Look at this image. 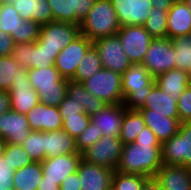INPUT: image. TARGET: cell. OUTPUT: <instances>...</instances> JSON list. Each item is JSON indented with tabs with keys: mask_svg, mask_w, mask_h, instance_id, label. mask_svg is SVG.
Returning <instances> with one entry per match:
<instances>
[{
	"mask_svg": "<svg viewBox=\"0 0 191 190\" xmlns=\"http://www.w3.org/2000/svg\"><path fill=\"white\" fill-rule=\"evenodd\" d=\"M104 69L123 74L131 65L118 35L102 37L93 41Z\"/></svg>",
	"mask_w": 191,
	"mask_h": 190,
	"instance_id": "obj_10",
	"label": "cell"
},
{
	"mask_svg": "<svg viewBox=\"0 0 191 190\" xmlns=\"http://www.w3.org/2000/svg\"><path fill=\"white\" fill-rule=\"evenodd\" d=\"M102 136V132L97 130V126L89 122L87 127L75 139L77 152L81 153L88 147L94 145Z\"/></svg>",
	"mask_w": 191,
	"mask_h": 190,
	"instance_id": "obj_39",
	"label": "cell"
},
{
	"mask_svg": "<svg viewBox=\"0 0 191 190\" xmlns=\"http://www.w3.org/2000/svg\"><path fill=\"white\" fill-rule=\"evenodd\" d=\"M191 34V11L184 1H174L167 13V38Z\"/></svg>",
	"mask_w": 191,
	"mask_h": 190,
	"instance_id": "obj_23",
	"label": "cell"
},
{
	"mask_svg": "<svg viewBox=\"0 0 191 190\" xmlns=\"http://www.w3.org/2000/svg\"><path fill=\"white\" fill-rule=\"evenodd\" d=\"M81 160L79 152L45 158L41 162L42 178L45 181L56 182L60 186L67 176L77 171Z\"/></svg>",
	"mask_w": 191,
	"mask_h": 190,
	"instance_id": "obj_16",
	"label": "cell"
},
{
	"mask_svg": "<svg viewBox=\"0 0 191 190\" xmlns=\"http://www.w3.org/2000/svg\"><path fill=\"white\" fill-rule=\"evenodd\" d=\"M12 4L23 20H31L33 0H17Z\"/></svg>",
	"mask_w": 191,
	"mask_h": 190,
	"instance_id": "obj_47",
	"label": "cell"
},
{
	"mask_svg": "<svg viewBox=\"0 0 191 190\" xmlns=\"http://www.w3.org/2000/svg\"><path fill=\"white\" fill-rule=\"evenodd\" d=\"M123 145L119 137L102 136L94 145L81 152V159L88 164H97L116 170Z\"/></svg>",
	"mask_w": 191,
	"mask_h": 190,
	"instance_id": "obj_7",
	"label": "cell"
},
{
	"mask_svg": "<svg viewBox=\"0 0 191 190\" xmlns=\"http://www.w3.org/2000/svg\"><path fill=\"white\" fill-rule=\"evenodd\" d=\"M31 20L40 25L53 21L52 10L47 0H33Z\"/></svg>",
	"mask_w": 191,
	"mask_h": 190,
	"instance_id": "obj_41",
	"label": "cell"
},
{
	"mask_svg": "<svg viewBox=\"0 0 191 190\" xmlns=\"http://www.w3.org/2000/svg\"><path fill=\"white\" fill-rule=\"evenodd\" d=\"M15 48V42L9 33L0 30V57L10 56Z\"/></svg>",
	"mask_w": 191,
	"mask_h": 190,
	"instance_id": "obj_46",
	"label": "cell"
},
{
	"mask_svg": "<svg viewBox=\"0 0 191 190\" xmlns=\"http://www.w3.org/2000/svg\"><path fill=\"white\" fill-rule=\"evenodd\" d=\"M14 1H17V0H5L4 2L12 4Z\"/></svg>",
	"mask_w": 191,
	"mask_h": 190,
	"instance_id": "obj_56",
	"label": "cell"
},
{
	"mask_svg": "<svg viewBox=\"0 0 191 190\" xmlns=\"http://www.w3.org/2000/svg\"><path fill=\"white\" fill-rule=\"evenodd\" d=\"M15 170L11 169V166L7 162V157L3 154L0 157V188L13 189V176Z\"/></svg>",
	"mask_w": 191,
	"mask_h": 190,
	"instance_id": "obj_44",
	"label": "cell"
},
{
	"mask_svg": "<svg viewBox=\"0 0 191 190\" xmlns=\"http://www.w3.org/2000/svg\"><path fill=\"white\" fill-rule=\"evenodd\" d=\"M89 122L90 116L85 113L78 114L77 116H66L63 119L62 129L76 139Z\"/></svg>",
	"mask_w": 191,
	"mask_h": 190,
	"instance_id": "obj_40",
	"label": "cell"
},
{
	"mask_svg": "<svg viewBox=\"0 0 191 190\" xmlns=\"http://www.w3.org/2000/svg\"><path fill=\"white\" fill-rule=\"evenodd\" d=\"M58 109L62 116V120L66 116H77L78 114L84 113V108L82 105L78 104L74 100H71L68 95L65 96V99L58 106Z\"/></svg>",
	"mask_w": 191,
	"mask_h": 190,
	"instance_id": "obj_45",
	"label": "cell"
},
{
	"mask_svg": "<svg viewBox=\"0 0 191 190\" xmlns=\"http://www.w3.org/2000/svg\"><path fill=\"white\" fill-rule=\"evenodd\" d=\"M120 26H143L153 8L151 0H110Z\"/></svg>",
	"mask_w": 191,
	"mask_h": 190,
	"instance_id": "obj_14",
	"label": "cell"
},
{
	"mask_svg": "<svg viewBox=\"0 0 191 190\" xmlns=\"http://www.w3.org/2000/svg\"><path fill=\"white\" fill-rule=\"evenodd\" d=\"M10 95L11 109L26 115L40 101L36 90L29 82L28 71L20 73L15 81L11 82L8 90Z\"/></svg>",
	"mask_w": 191,
	"mask_h": 190,
	"instance_id": "obj_15",
	"label": "cell"
},
{
	"mask_svg": "<svg viewBox=\"0 0 191 190\" xmlns=\"http://www.w3.org/2000/svg\"><path fill=\"white\" fill-rule=\"evenodd\" d=\"M117 35L131 63H142L154 39L144 26H121Z\"/></svg>",
	"mask_w": 191,
	"mask_h": 190,
	"instance_id": "obj_11",
	"label": "cell"
},
{
	"mask_svg": "<svg viewBox=\"0 0 191 190\" xmlns=\"http://www.w3.org/2000/svg\"><path fill=\"white\" fill-rule=\"evenodd\" d=\"M113 169L97 164H88L83 160L78 165L81 190H111Z\"/></svg>",
	"mask_w": 191,
	"mask_h": 190,
	"instance_id": "obj_19",
	"label": "cell"
},
{
	"mask_svg": "<svg viewBox=\"0 0 191 190\" xmlns=\"http://www.w3.org/2000/svg\"><path fill=\"white\" fill-rule=\"evenodd\" d=\"M43 177L40 162H32L18 170H15L12 182L13 188L19 190H38Z\"/></svg>",
	"mask_w": 191,
	"mask_h": 190,
	"instance_id": "obj_29",
	"label": "cell"
},
{
	"mask_svg": "<svg viewBox=\"0 0 191 190\" xmlns=\"http://www.w3.org/2000/svg\"><path fill=\"white\" fill-rule=\"evenodd\" d=\"M6 141L0 138V157L3 155L6 147Z\"/></svg>",
	"mask_w": 191,
	"mask_h": 190,
	"instance_id": "obj_54",
	"label": "cell"
},
{
	"mask_svg": "<svg viewBox=\"0 0 191 190\" xmlns=\"http://www.w3.org/2000/svg\"><path fill=\"white\" fill-rule=\"evenodd\" d=\"M154 177L162 190H191V169L178 165H164Z\"/></svg>",
	"mask_w": 191,
	"mask_h": 190,
	"instance_id": "obj_22",
	"label": "cell"
},
{
	"mask_svg": "<svg viewBox=\"0 0 191 190\" xmlns=\"http://www.w3.org/2000/svg\"><path fill=\"white\" fill-rule=\"evenodd\" d=\"M162 144L123 145L120 161L116 171L124 174L154 177L163 166Z\"/></svg>",
	"mask_w": 191,
	"mask_h": 190,
	"instance_id": "obj_1",
	"label": "cell"
},
{
	"mask_svg": "<svg viewBox=\"0 0 191 190\" xmlns=\"http://www.w3.org/2000/svg\"><path fill=\"white\" fill-rule=\"evenodd\" d=\"M11 109L10 95L6 90H0V115Z\"/></svg>",
	"mask_w": 191,
	"mask_h": 190,
	"instance_id": "obj_50",
	"label": "cell"
},
{
	"mask_svg": "<svg viewBox=\"0 0 191 190\" xmlns=\"http://www.w3.org/2000/svg\"><path fill=\"white\" fill-rule=\"evenodd\" d=\"M171 41L175 54V68L191 76V34L176 37Z\"/></svg>",
	"mask_w": 191,
	"mask_h": 190,
	"instance_id": "obj_33",
	"label": "cell"
},
{
	"mask_svg": "<svg viewBox=\"0 0 191 190\" xmlns=\"http://www.w3.org/2000/svg\"><path fill=\"white\" fill-rule=\"evenodd\" d=\"M183 1L188 6L189 10L191 11V0H183Z\"/></svg>",
	"mask_w": 191,
	"mask_h": 190,
	"instance_id": "obj_55",
	"label": "cell"
},
{
	"mask_svg": "<svg viewBox=\"0 0 191 190\" xmlns=\"http://www.w3.org/2000/svg\"><path fill=\"white\" fill-rule=\"evenodd\" d=\"M24 21L13 4L0 2V30L9 33L15 44H19V30Z\"/></svg>",
	"mask_w": 191,
	"mask_h": 190,
	"instance_id": "obj_31",
	"label": "cell"
},
{
	"mask_svg": "<svg viewBox=\"0 0 191 190\" xmlns=\"http://www.w3.org/2000/svg\"><path fill=\"white\" fill-rule=\"evenodd\" d=\"M67 95L71 100H74L84 108V113L92 115L99 112L107 104L96 96L89 93L83 83L68 80L67 82Z\"/></svg>",
	"mask_w": 191,
	"mask_h": 190,
	"instance_id": "obj_28",
	"label": "cell"
},
{
	"mask_svg": "<svg viewBox=\"0 0 191 190\" xmlns=\"http://www.w3.org/2000/svg\"><path fill=\"white\" fill-rule=\"evenodd\" d=\"M142 190H162V188L155 177H148Z\"/></svg>",
	"mask_w": 191,
	"mask_h": 190,
	"instance_id": "obj_51",
	"label": "cell"
},
{
	"mask_svg": "<svg viewBox=\"0 0 191 190\" xmlns=\"http://www.w3.org/2000/svg\"><path fill=\"white\" fill-rule=\"evenodd\" d=\"M142 64L154 79L175 68V54L171 39L154 38L149 45Z\"/></svg>",
	"mask_w": 191,
	"mask_h": 190,
	"instance_id": "obj_9",
	"label": "cell"
},
{
	"mask_svg": "<svg viewBox=\"0 0 191 190\" xmlns=\"http://www.w3.org/2000/svg\"><path fill=\"white\" fill-rule=\"evenodd\" d=\"M31 131L50 132L62 129L63 120L58 107L39 102L27 114Z\"/></svg>",
	"mask_w": 191,
	"mask_h": 190,
	"instance_id": "obj_20",
	"label": "cell"
},
{
	"mask_svg": "<svg viewBox=\"0 0 191 190\" xmlns=\"http://www.w3.org/2000/svg\"><path fill=\"white\" fill-rule=\"evenodd\" d=\"M21 146L33 162L41 163L44 160V132L31 131Z\"/></svg>",
	"mask_w": 191,
	"mask_h": 190,
	"instance_id": "obj_37",
	"label": "cell"
},
{
	"mask_svg": "<svg viewBox=\"0 0 191 190\" xmlns=\"http://www.w3.org/2000/svg\"><path fill=\"white\" fill-rule=\"evenodd\" d=\"M126 110L124 104H107L99 112L90 115V122L97 126L103 136L119 137Z\"/></svg>",
	"mask_w": 191,
	"mask_h": 190,
	"instance_id": "obj_21",
	"label": "cell"
},
{
	"mask_svg": "<svg viewBox=\"0 0 191 190\" xmlns=\"http://www.w3.org/2000/svg\"><path fill=\"white\" fill-rule=\"evenodd\" d=\"M139 111L146 126L153 131L161 144L178 132L180 122L177 119L167 118L164 114L151 113V109H139Z\"/></svg>",
	"mask_w": 191,
	"mask_h": 190,
	"instance_id": "obj_26",
	"label": "cell"
},
{
	"mask_svg": "<svg viewBox=\"0 0 191 190\" xmlns=\"http://www.w3.org/2000/svg\"><path fill=\"white\" fill-rule=\"evenodd\" d=\"M155 84V79L142 63H132L122 74L123 104L125 108L139 110Z\"/></svg>",
	"mask_w": 191,
	"mask_h": 190,
	"instance_id": "obj_3",
	"label": "cell"
},
{
	"mask_svg": "<svg viewBox=\"0 0 191 190\" xmlns=\"http://www.w3.org/2000/svg\"><path fill=\"white\" fill-rule=\"evenodd\" d=\"M134 142L136 144H161L148 126H145V128L142 129Z\"/></svg>",
	"mask_w": 191,
	"mask_h": 190,
	"instance_id": "obj_48",
	"label": "cell"
},
{
	"mask_svg": "<svg viewBox=\"0 0 191 190\" xmlns=\"http://www.w3.org/2000/svg\"><path fill=\"white\" fill-rule=\"evenodd\" d=\"M120 27L110 0H96L88 15L79 24L80 34L91 41L117 35Z\"/></svg>",
	"mask_w": 191,
	"mask_h": 190,
	"instance_id": "obj_2",
	"label": "cell"
},
{
	"mask_svg": "<svg viewBox=\"0 0 191 190\" xmlns=\"http://www.w3.org/2000/svg\"><path fill=\"white\" fill-rule=\"evenodd\" d=\"M167 13L168 10H160L158 7L151 9L143 26L153 38H167Z\"/></svg>",
	"mask_w": 191,
	"mask_h": 190,
	"instance_id": "obj_35",
	"label": "cell"
},
{
	"mask_svg": "<svg viewBox=\"0 0 191 190\" xmlns=\"http://www.w3.org/2000/svg\"><path fill=\"white\" fill-rule=\"evenodd\" d=\"M96 0H47L53 21L79 25Z\"/></svg>",
	"mask_w": 191,
	"mask_h": 190,
	"instance_id": "obj_17",
	"label": "cell"
},
{
	"mask_svg": "<svg viewBox=\"0 0 191 190\" xmlns=\"http://www.w3.org/2000/svg\"><path fill=\"white\" fill-rule=\"evenodd\" d=\"M28 76L43 104L58 107L65 99L68 79L63 78L54 65L45 70L28 69Z\"/></svg>",
	"mask_w": 191,
	"mask_h": 190,
	"instance_id": "obj_4",
	"label": "cell"
},
{
	"mask_svg": "<svg viewBox=\"0 0 191 190\" xmlns=\"http://www.w3.org/2000/svg\"><path fill=\"white\" fill-rule=\"evenodd\" d=\"M179 122H191V84L177 99Z\"/></svg>",
	"mask_w": 191,
	"mask_h": 190,
	"instance_id": "obj_43",
	"label": "cell"
},
{
	"mask_svg": "<svg viewBox=\"0 0 191 190\" xmlns=\"http://www.w3.org/2000/svg\"><path fill=\"white\" fill-rule=\"evenodd\" d=\"M80 35L79 25L66 22L50 21L41 25L36 41L41 48L60 52Z\"/></svg>",
	"mask_w": 191,
	"mask_h": 190,
	"instance_id": "obj_8",
	"label": "cell"
},
{
	"mask_svg": "<svg viewBox=\"0 0 191 190\" xmlns=\"http://www.w3.org/2000/svg\"><path fill=\"white\" fill-rule=\"evenodd\" d=\"M44 159L77 152L75 139L63 129L44 132Z\"/></svg>",
	"mask_w": 191,
	"mask_h": 190,
	"instance_id": "obj_24",
	"label": "cell"
},
{
	"mask_svg": "<svg viewBox=\"0 0 191 190\" xmlns=\"http://www.w3.org/2000/svg\"><path fill=\"white\" fill-rule=\"evenodd\" d=\"M174 0H151L153 7H158L160 10H169Z\"/></svg>",
	"mask_w": 191,
	"mask_h": 190,
	"instance_id": "obj_52",
	"label": "cell"
},
{
	"mask_svg": "<svg viewBox=\"0 0 191 190\" xmlns=\"http://www.w3.org/2000/svg\"><path fill=\"white\" fill-rule=\"evenodd\" d=\"M60 186L56 182L45 181L43 178L39 183L38 190H59Z\"/></svg>",
	"mask_w": 191,
	"mask_h": 190,
	"instance_id": "obj_53",
	"label": "cell"
},
{
	"mask_svg": "<svg viewBox=\"0 0 191 190\" xmlns=\"http://www.w3.org/2000/svg\"><path fill=\"white\" fill-rule=\"evenodd\" d=\"M146 123L139 110L127 109L124 113L119 138L124 145L133 143L138 134L144 129Z\"/></svg>",
	"mask_w": 191,
	"mask_h": 190,
	"instance_id": "obj_30",
	"label": "cell"
},
{
	"mask_svg": "<svg viewBox=\"0 0 191 190\" xmlns=\"http://www.w3.org/2000/svg\"><path fill=\"white\" fill-rule=\"evenodd\" d=\"M92 45L93 41L80 34L59 52L54 66L63 78L71 80L75 76L77 66Z\"/></svg>",
	"mask_w": 191,
	"mask_h": 190,
	"instance_id": "obj_12",
	"label": "cell"
},
{
	"mask_svg": "<svg viewBox=\"0 0 191 190\" xmlns=\"http://www.w3.org/2000/svg\"><path fill=\"white\" fill-rule=\"evenodd\" d=\"M78 172H74L67 176L60 185L61 190H81Z\"/></svg>",
	"mask_w": 191,
	"mask_h": 190,
	"instance_id": "obj_49",
	"label": "cell"
},
{
	"mask_svg": "<svg viewBox=\"0 0 191 190\" xmlns=\"http://www.w3.org/2000/svg\"><path fill=\"white\" fill-rule=\"evenodd\" d=\"M147 178L144 175L124 174L115 170L111 190H142Z\"/></svg>",
	"mask_w": 191,
	"mask_h": 190,
	"instance_id": "obj_36",
	"label": "cell"
},
{
	"mask_svg": "<svg viewBox=\"0 0 191 190\" xmlns=\"http://www.w3.org/2000/svg\"><path fill=\"white\" fill-rule=\"evenodd\" d=\"M86 90L106 104H123L122 75L102 68L83 82Z\"/></svg>",
	"mask_w": 191,
	"mask_h": 190,
	"instance_id": "obj_5",
	"label": "cell"
},
{
	"mask_svg": "<svg viewBox=\"0 0 191 190\" xmlns=\"http://www.w3.org/2000/svg\"><path fill=\"white\" fill-rule=\"evenodd\" d=\"M103 68L99 53L94 45H92L76 69L75 76L71 79L76 82L83 83L93 75L97 74Z\"/></svg>",
	"mask_w": 191,
	"mask_h": 190,
	"instance_id": "obj_32",
	"label": "cell"
},
{
	"mask_svg": "<svg viewBox=\"0 0 191 190\" xmlns=\"http://www.w3.org/2000/svg\"><path fill=\"white\" fill-rule=\"evenodd\" d=\"M161 146L164 165H178L191 169V122L180 123L178 132Z\"/></svg>",
	"mask_w": 191,
	"mask_h": 190,
	"instance_id": "obj_6",
	"label": "cell"
},
{
	"mask_svg": "<svg viewBox=\"0 0 191 190\" xmlns=\"http://www.w3.org/2000/svg\"><path fill=\"white\" fill-rule=\"evenodd\" d=\"M59 52L41 48L37 42L15 44L12 56L18 66L26 69H47L55 63Z\"/></svg>",
	"mask_w": 191,
	"mask_h": 190,
	"instance_id": "obj_13",
	"label": "cell"
},
{
	"mask_svg": "<svg viewBox=\"0 0 191 190\" xmlns=\"http://www.w3.org/2000/svg\"><path fill=\"white\" fill-rule=\"evenodd\" d=\"M156 85L177 101L179 96L191 84V76L178 68H173L155 78Z\"/></svg>",
	"mask_w": 191,
	"mask_h": 190,
	"instance_id": "obj_25",
	"label": "cell"
},
{
	"mask_svg": "<svg viewBox=\"0 0 191 190\" xmlns=\"http://www.w3.org/2000/svg\"><path fill=\"white\" fill-rule=\"evenodd\" d=\"M140 109H151V113L164 114L167 118L179 121L177 101L164 93L156 84Z\"/></svg>",
	"mask_w": 191,
	"mask_h": 190,
	"instance_id": "obj_27",
	"label": "cell"
},
{
	"mask_svg": "<svg viewBox=\"0 0 191 190\" xmlns=\"http://www.w3.org/2000/svg\"><path fill=\"white\" fill-rule=\"evenodd\" d=\"M3 154L7 157V162L12 170H18L33 162L21 145L7 143Z\"/></svg>",
	"mask_w": 191,
	"mask_h": 190,
	"instance_id": "obj_38",
	"label": "cell"
},
{
	"mask_svg": "<svg viewBox=\"0 0 191 190\" xmlns=\"http://www.w3.org/2000/svg\"><path fill=\"white\" fill-rule=\"evenodd\" d=\"M30 132L26 115L12 109L0 115V138L6 143L21 145Z\"/></svg>",
	"mask_w": 191,
	"mask_h": 190,
	"instance_id": "obj_18",
	"label": "cell"
},
{
	"mask_svg": "<svg viewBox=\"0 0 191 190\" xmlns=\"http://www.w3.org/2000/svg\"><path fill=\"white\" fill-rule=\"evenodd\" d=\"M41 25L32 20H25L19 30V44L36 42L40 35Z\"/></svg>",
	"mask_w": 191,
	"mask_h": 190,
	"instance_id": "obj_42",
	"label": "cell"
},
{
	"mask_svg": "<svg viewBox=\"0 0 191 190\" xmlns=\"http://www.w3.org/2000/svg\"><path fill=\"white\" fill-rule=\"evenodd\" d=\"M28 69L19 67L16 59L10 56L0 57V90L8 91L12 81L20 73H26Z\"/></svg>",
	"mask_w": 191,
	"mask_h": 190,
	"instance_id": "obj_34",
	"label": "cell"
}]
</instances>
